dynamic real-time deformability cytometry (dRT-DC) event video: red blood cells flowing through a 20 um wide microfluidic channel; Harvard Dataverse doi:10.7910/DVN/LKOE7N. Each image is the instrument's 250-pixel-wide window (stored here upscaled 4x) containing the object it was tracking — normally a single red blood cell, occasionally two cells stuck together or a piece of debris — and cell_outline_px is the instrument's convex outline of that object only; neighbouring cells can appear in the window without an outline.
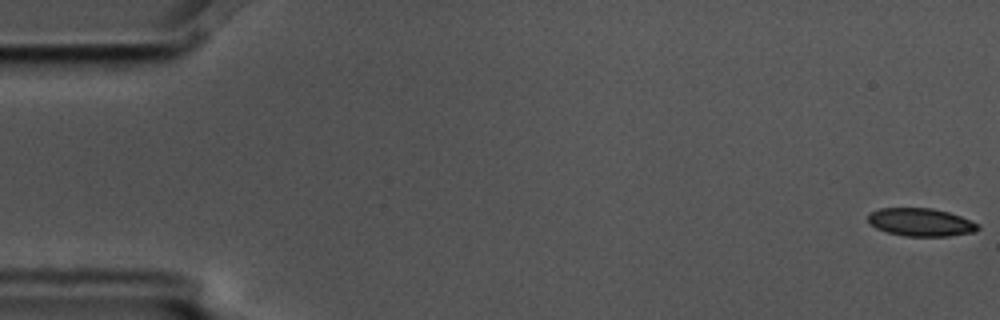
{"species": "common noctule bat (a hibernating species)", "species_latin": "Nyctalus noctula", "temperature_condition": "cold", "stored_images_in_passage": 7, "camera_frame_rate_fps": 3000, "um_per_image_px": 0.085, "animal": {"sex": "male", "body_mass_g": 17.5, "forearm_length_mm": 52.3}, "frame": {"image": 1, "passage_image": 1, "time_ms": 0.0, "image_size_px": [1000, 320], "cell_outline_px": [[980, 228], [976, 232], [948, 236], [904, 236], [888, 232], [876, 228], [868, 220], [868, 216], [872, 212], [880, 208], [932, 208], [948, 212], [960, 216], [980, 224]], "centroid_in_image_um": [78.31, 18.89], "position_along_channel_um": 6.7, "area_um2": 17.86}}
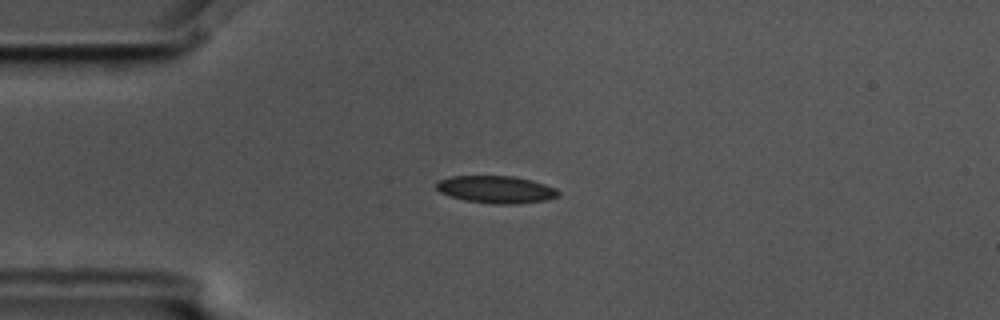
{"frame": {"image": 2, "passage_image": 5, "time_ms": 1.333, "image_size_px": [1000, 320], "cell_outline_px": [[560, 196], [548, 200], [516, 204], [492, 204], [464, 200], [440, 192], [436, 188], [436, 180], [452, 176], [512, 176], [532, 180], [556, 188], [560, 192]], "centroid_in_image_um": [42.19, 16.11], "position_along_channel_um": 42.8, "area_um2": 19.59}}